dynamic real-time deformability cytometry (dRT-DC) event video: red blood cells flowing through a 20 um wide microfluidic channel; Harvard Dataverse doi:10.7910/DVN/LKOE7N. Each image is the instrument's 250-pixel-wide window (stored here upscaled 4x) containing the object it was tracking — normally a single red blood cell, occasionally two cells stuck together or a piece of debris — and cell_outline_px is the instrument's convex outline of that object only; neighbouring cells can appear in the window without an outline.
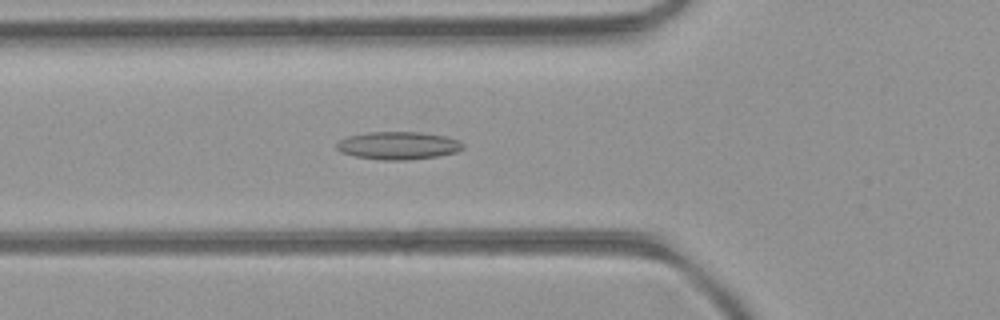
{"species": "common noctule bat (a hibernating species)", "species_latin": "Nyctalus noctula", "temperature_condition": "room temperature", "stored_images_in_passage": 48, "camera_frame_rate_fps": 3000, "um_per_image_px": 0.085, "animal": {"sex": "female", "body_mass_g": 21.9}, "frame": {"image": 1, "passage_image": 17, "time_ms": 5.333, "image_size_px": [1000, 320], "cell_outline_px": [[464, 148], [456, 152], [436, 156], [408, 160], [380, 160], [352, 156], [340, 152], [336, 148], [336, 144], [340, 140], [348, 136], [368, 132], [420, 132], [444, 136], [460, 140], [464, 144]], "centroid_in_image_um": [33.83, 12.37], "position_along_channel_um": 92.0, "area_um2": 20.58}}
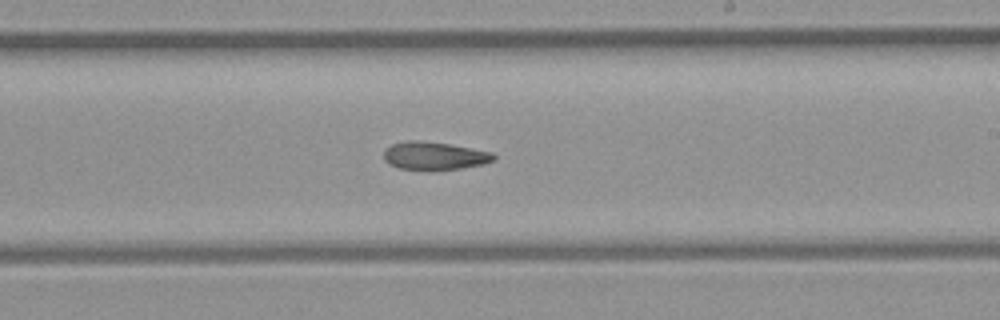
{"frame": {"image": 2, "passage_image": 28, "time_ms": 9.0, "image_size_px": [1000, 320], "cell_outline_px": [[496, 160], [484, 164], [464, 168], [428, 172], [396, 168], [388, 164], [384, 160], [384, 148], [392, 144], [408, 140], [420, 140], [448, 144], [472, 148], [492, 152], [496, 156]], "centroid_in_image_um": [36.9, 13.28], "position_along_channel_um": 252.1, "area_um2": 18.67}}
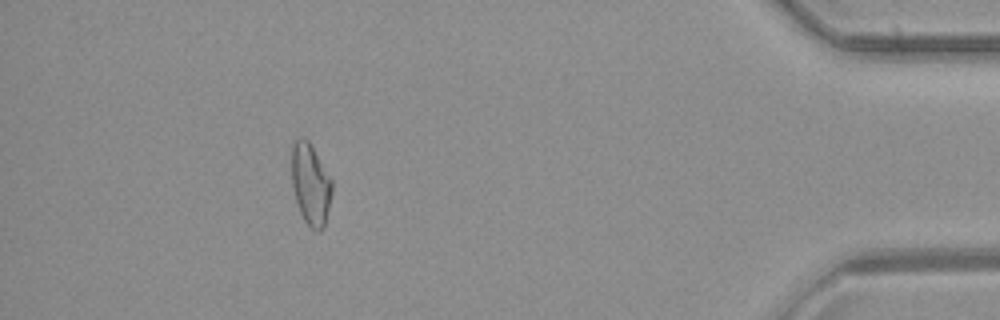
{"frame": {"image": 3, "passage_image": 43, "time_ms": 14.0, "image_size_px": [1000, 320], "cell_outline_px": [[332, 192], [324, 228], [316, 232], [304, 220], [300, 212], [296, 200], [292, 184], [292, 144], [300, 136], [308, 140], [332, 180]], "centroid_in_image_um": [26.4, 15.66], "position_along_channel_um": 408.8, "area_um2": 18.96}}